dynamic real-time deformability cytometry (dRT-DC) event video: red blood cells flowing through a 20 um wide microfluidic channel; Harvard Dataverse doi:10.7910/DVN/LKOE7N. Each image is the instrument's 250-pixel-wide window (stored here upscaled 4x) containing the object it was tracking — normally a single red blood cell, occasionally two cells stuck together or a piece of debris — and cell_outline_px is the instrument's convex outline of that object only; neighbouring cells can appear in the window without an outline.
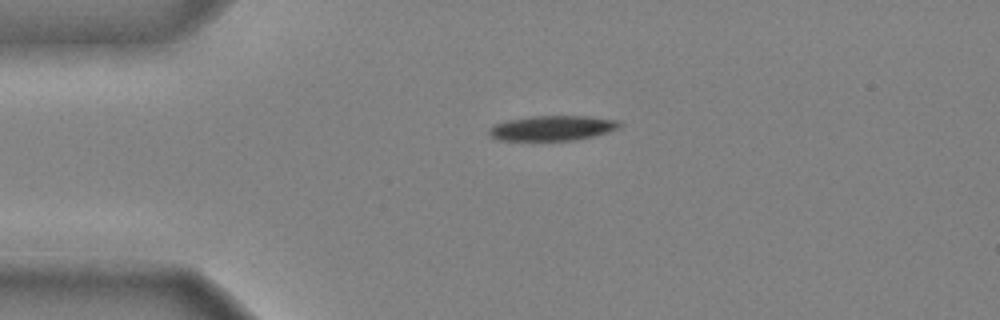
{"species": "common noctule bat (a hibernating species)", "species_latin": "Nyctalus noctula", "temperature_condition": "cold", "stored_images_in_passage": 30, "camera_frame_rate_fps": 3000, "um_per_image_px": 0.085, "animal": {"sex": "male", "body_mass_g": 20.4}, "frame": {"image": 1, "passage_image": 1, "time_ms": 0.0, "image_size_px": [1000, 320], "cell_outline_px": [[624, 124], [620, 128], [608, 132], [592, 136], [572, 140], [496, 140], [488, 132], [488, 128], [496, 124], [508, 120], [532, 116], [588, 116], [620, 120]], "centroid_in_image_um": [47.0, 10.88], "position_along_channel_um": 38.0, "area_um2": 19.02}}
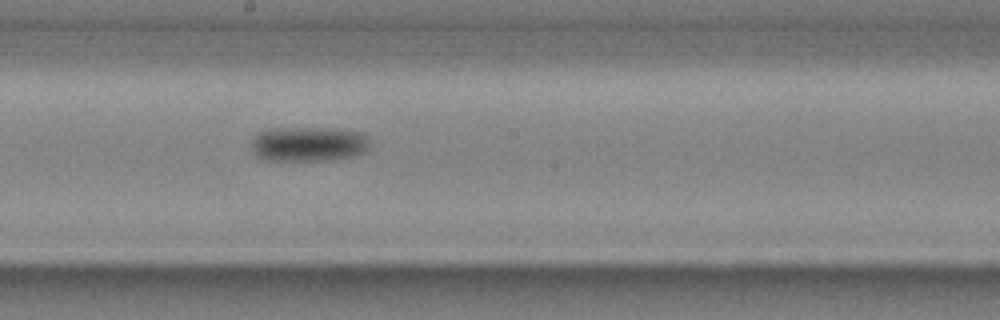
{"frame": {"image": 2, "passage_image": 17, "time_ms": 5.333, "image_size_px": [1000, 320], "cell_outline_px": [[368, 152], [352, 156], [328, 160], [264, 160], [256, 156], [252, 152], [252, 140], [260, 132], [268, 128], [336, 128], [364, 132], [368, 136]], "centroid_in_image_um": [26.25, 12.23], "position_along_channel_um": 221.9, "area_um2": 24.33}}
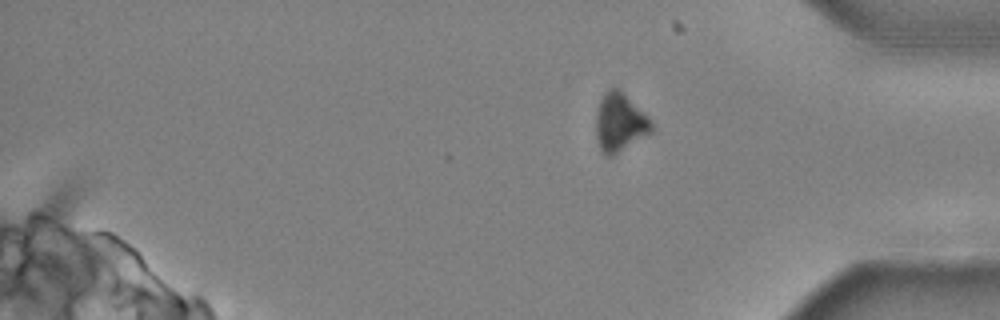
{"frame": {"image": 3, "passage_image": 30, "time_ms": 9.667, "image_size_px": [1000, 320], "cell_outline_px": [[656, 128], [652, 132], [612, 156], [604, 156], [600, 148], [596, 136], [596, 112], [600, 100], [604, 92], [608, 88], [620, 88], [648, 116]], "centroid_in_image_um": [52.69, 10.39], "position_along_channel_um": 382.5, "area_um2": 19.13}, "authors_computed_cell_mechanics": {"area_um2": 22.3397, "velocity_mm_per_s": 3.9671, "shape_relaxation_time_tau1_ms": 1.8851, "shape_relaxation_time_tau2_ms": null, "deformation_change_tau1": 0.1262, "deformation_change_tau2": null}}